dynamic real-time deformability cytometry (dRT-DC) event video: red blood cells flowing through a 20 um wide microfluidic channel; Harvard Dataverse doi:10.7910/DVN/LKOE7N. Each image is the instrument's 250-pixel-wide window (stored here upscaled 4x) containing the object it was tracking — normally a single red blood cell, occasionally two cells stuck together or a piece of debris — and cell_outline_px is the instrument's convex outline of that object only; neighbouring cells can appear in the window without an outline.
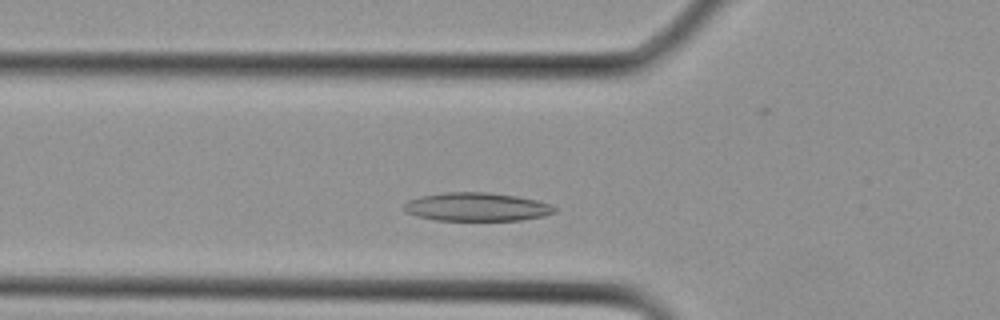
{"species": "Egyptian fruit bat (a non-hibernating species)", "species_latin": "Rousettus aegyptiacus", "temperature_condition": "cold", "stored_images_in_passage": 15, "camera_frame_rate_fps": 3000, "um_per_image_px": 0.085, "animal": {"sex": "female"}, "frame": {"image": 1, "passage_image": 4, "time_ms": 1.0, "image_size_px": [1000, 320], "cell_outline_px": [[556, 212], [544, 216], [520, 220], [436, 220], [416, 216], [408, 212], [404, 208], [404, 204], [408, 200], [420, 196], [440, 192], [488, 192], [516, 196], [536, 200], [552, 204], [556, 208]], "centroid_in_image_um": [40.53, 17.58], "position_along_channel_um": 85.3, "area_um2": 25.03}}
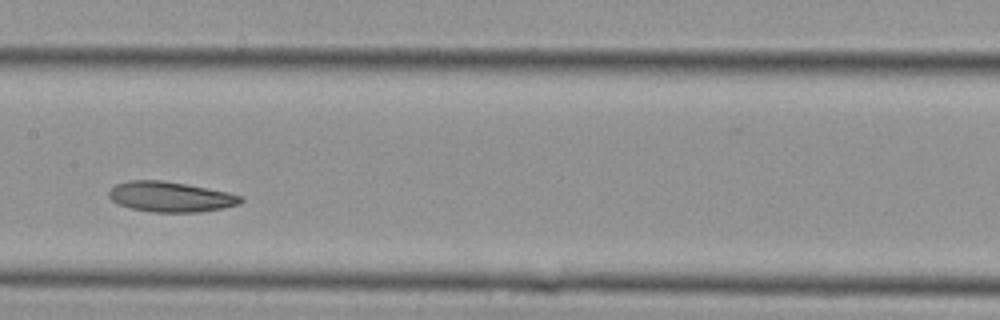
{"frame": {"image": 2, "passage_image": 9, "time_ms": 2.667, "image_size_px": [1000, 320], "cell_outline_px": [[244, 200], [240, 204], [224, 208], [200, 212], [152, 212], [132, 208], [120, 204], [112, 200], [108, 196], [108, 192], [116, 184], [128, 180], [160, 180], [184, 184], [228, 192], [244, 196]], "centroid_in_image_um": [14.53, 16.73], "position_along_channel_um": 192.9, "area_um2": 23.18}}
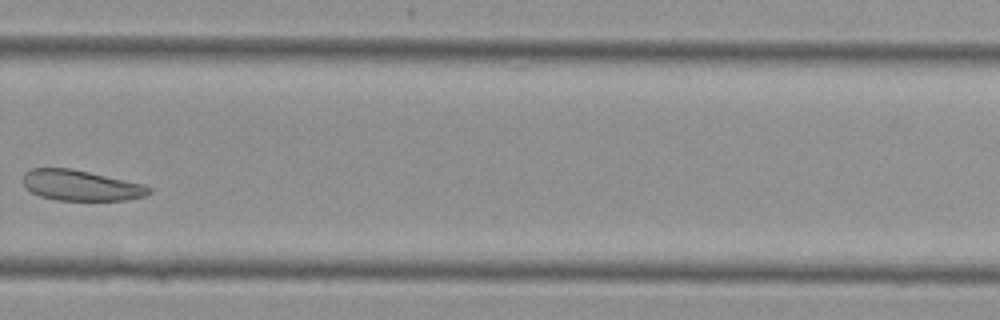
{"frame": {"image": 3, "passage_image": 15, "time_ms": 4.667, "image_size_px": [1000, 320], "cell_outline_px": [[152, 192], [144, 196], [128, 200], [56, 200], [40, 196], [32, 192], [24, 184], [24, 172], [28, 168], [72, 168], [144, 184], [152, 188]], "centroid_in_image_um": [6.89, 15.75], "position_along_channel_um": 322.9, "area_um2": 22.48}}